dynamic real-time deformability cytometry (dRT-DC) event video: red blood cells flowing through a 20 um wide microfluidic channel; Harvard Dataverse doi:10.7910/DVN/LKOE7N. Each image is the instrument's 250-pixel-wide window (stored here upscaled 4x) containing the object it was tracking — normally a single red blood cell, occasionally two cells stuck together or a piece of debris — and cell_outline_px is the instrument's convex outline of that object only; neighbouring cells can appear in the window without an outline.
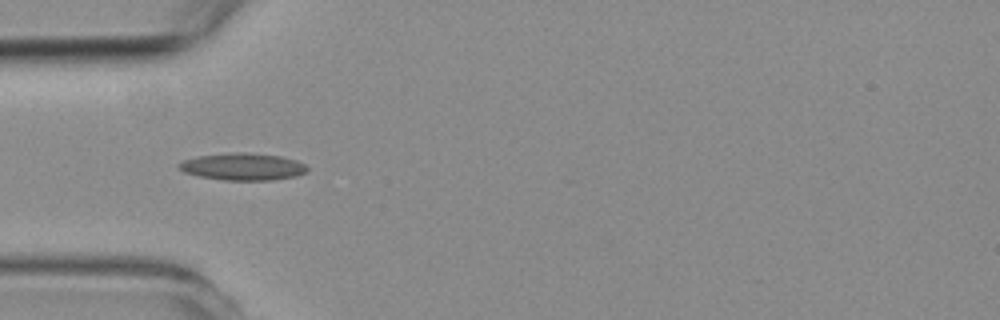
{"species": "common noctule bat (a hibernating species)", "species_latin": "Nyctalus noctula", "temperature_condition": "room temperature", "stored_images_in_passage": 11, "camera_frame_rate_fps": 3000, "um_per_image_px": 0.085, "animal": {"sex": "female", "body_mass_g": 19.3, "forearm_length_mm": 54.1}, "frame": {"image": 1, "passage_image": 1, "time_ms": 0.0, "image_size_px": [1000, 320], "cell_outline_px": [[308, 172], [296, 176], [272, 180], [224, 180], [196, 176], [184, 172], [176, 168], [176, 164], [180, 160], [196, 156], [228, 152], [248, 152], [280, 156], [296, 160], [304, 164], [308, 168]], "centroid_in_image_um": [20.57, 14.16], "position_along_channel_um": 64.4, "area_um2": 20.75}}
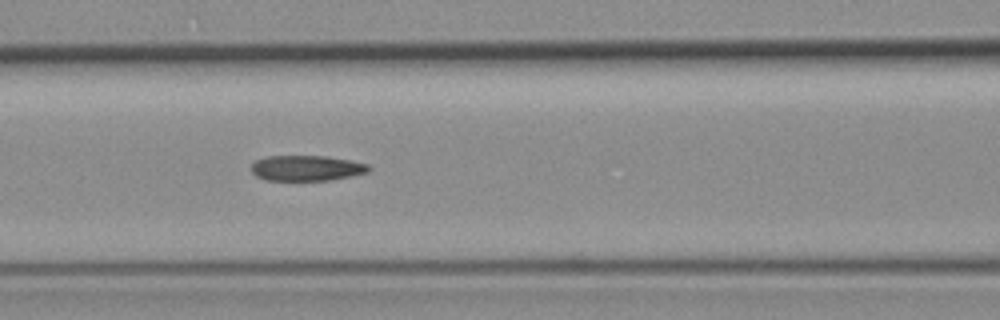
{"frame": {"image": 2, "passage_image": 7, "time_ms": 2.0, "image_size_px": [1000, 320], "cell_outline_px": [[372, 168], [368, 172], [352, 176], [328, 180], [264, 180], [256, 176], [252, 172], [252, 164], [256, 160], [268, 156], [328, 156], [352, 160], [368, 164]], "centroid_in_image_um": [26.09, 14.28], "position_along_channel_um": 140.5, "area_um2": 17.51}}
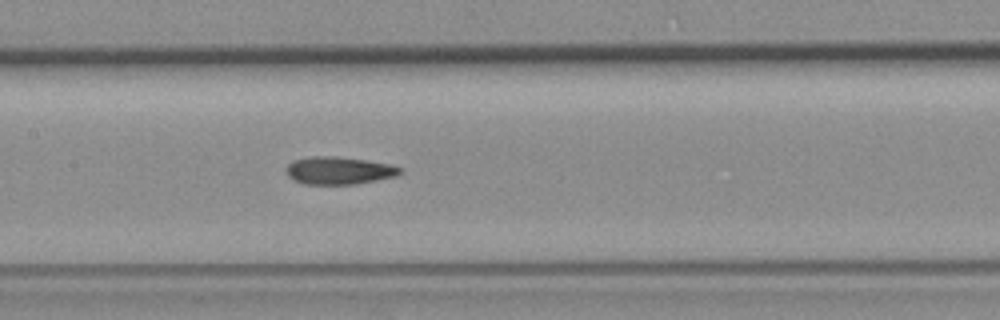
{"frame": {"image": 3, "passage_image": 10, "time_ms": 3.0, "image_size_px": [1000, 320], "cell_outline_px": [[404, 172], [396, 176], [356, 184], [304, 184], [292, 180], [288, 176], [284, 168], [292, 160], [312, 156], [336, 156], [364, 160], [388, 164], [404, 168]], "centroid_in_image_um": [28.78, 14.5], "position_along_channel_um": 178.6, "area_um2": 18.5}}